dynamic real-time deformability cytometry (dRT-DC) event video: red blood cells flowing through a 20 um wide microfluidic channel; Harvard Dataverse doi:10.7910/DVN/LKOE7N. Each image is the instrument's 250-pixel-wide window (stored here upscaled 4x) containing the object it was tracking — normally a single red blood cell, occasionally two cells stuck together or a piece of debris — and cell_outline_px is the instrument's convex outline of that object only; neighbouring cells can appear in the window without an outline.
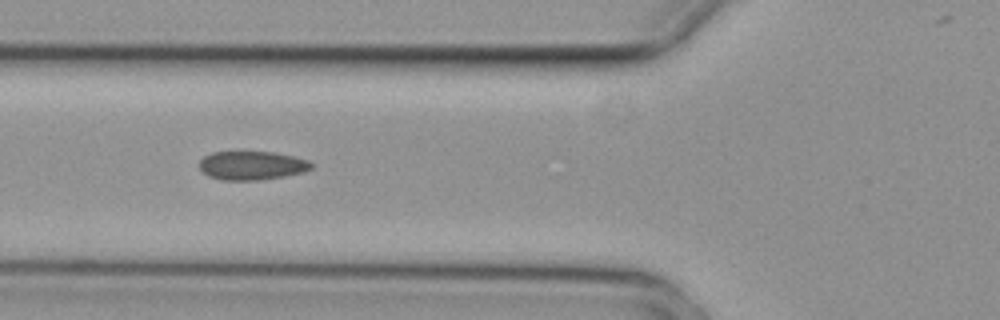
{"species": "common noctule bat (a hibernating species)", "species_latin": "Nyctalus noctula", "temperature_condition": "cold", "stored_images_in_passage": 4, "camera_frame_rate_fps": 3000, "um_per_image_px": 0.085, "animal": {"sex": "female", "body_mass_g": 29.2, "forearm_length_mm": 56.3}, "frame": {"image": 1, "passage_image": 4, "time_ms": 1.0, "image_size_px": [1000, 320], "cell_outline_px": [[312, 168], [304, 172], [284, 176], [260, 180], [224, 180], [208, 176], [200, 168], [200, 160], [204, 156], [212, 152], [272, 152], [292, 156], [308, 160], [312, 164]], "centroid_in_image_um": [21.41, 14.07], "position_along_channel_um": 104.4, "area_um2": 18.61}}